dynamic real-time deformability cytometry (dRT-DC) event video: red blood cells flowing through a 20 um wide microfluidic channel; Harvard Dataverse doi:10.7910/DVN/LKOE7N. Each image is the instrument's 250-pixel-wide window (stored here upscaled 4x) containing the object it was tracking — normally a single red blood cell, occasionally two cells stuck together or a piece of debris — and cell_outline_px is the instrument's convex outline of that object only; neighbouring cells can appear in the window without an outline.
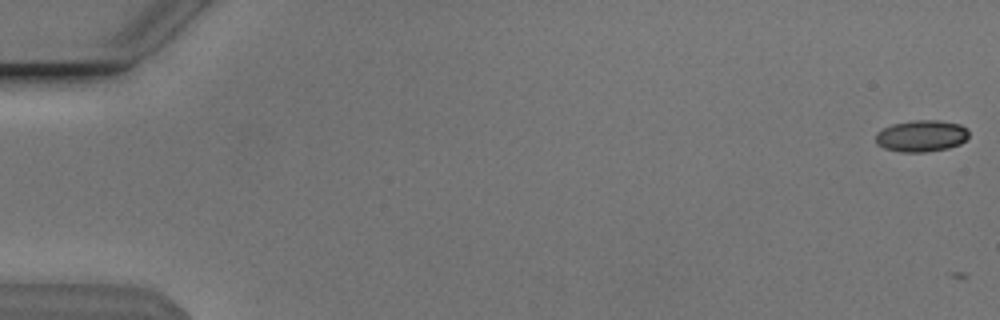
{"species": "Egyptian fruit bat (a non-hibernating species)", "species_latin": "Rousettus aegyptiacus", "temperature_condition": "cold", "stored_images_in_passage": 2, "camera_frame_rate_fps": 3000, "um_per_image_px": 0.085, "animal": {"sex": "male"}, "frame": {"image": 1, "passage_image": 1, "time_ms": 0.0, "image_size_px": [1000, 320], "cell_outline_px": [[968, 136], [960, 144], [948, 148], [924, 152], [900, 152], [884, 148], [876, 144], [876, 132], [892, 124], [912, 120], [940, 120], [960, 124], [968, 128]], "centroid_in_image_um": [78.32, 11.55], "position_along_channel_um": 6.7, "area_um2": 17.28}}